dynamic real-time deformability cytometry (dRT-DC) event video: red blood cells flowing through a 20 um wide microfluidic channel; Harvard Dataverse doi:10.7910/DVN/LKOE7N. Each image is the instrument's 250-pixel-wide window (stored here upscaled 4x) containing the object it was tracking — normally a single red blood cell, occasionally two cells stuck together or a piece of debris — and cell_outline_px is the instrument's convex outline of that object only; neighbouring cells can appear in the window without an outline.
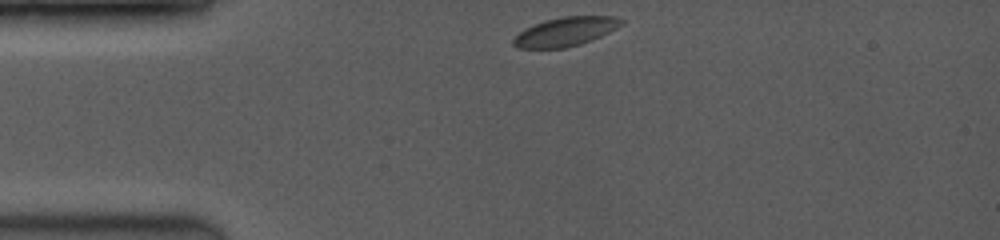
{"species": "common noctule bat (a hibernating species)", "species_latin": "Nyctalus noctula", "temperature_condition": "room temperature", "stored_images_in_passage": 30, "camera_frame_rate_fps": 3500, "um_per_image_px": 0.085, "animal": {"sex": "female", "body_mass_g": 19.0, "forearm_length_mm": 53.3}, "frame": {"image": 1, "passage_image": 1, "time_ms": 0.0, "image_size_px": [1000, 240], "cell_outline_px": [[624, 24], [592, 40], [580, 44], [564, 48], [516, 48], [512, 44], [512, 40], [524, 28], [532, 24], [564, 16], [612, 16], [624, 20]], "centroid_in_image_um": [48.05, 2.69], "position_along_channel_um": 37.0, "area_um2": 18.15}}
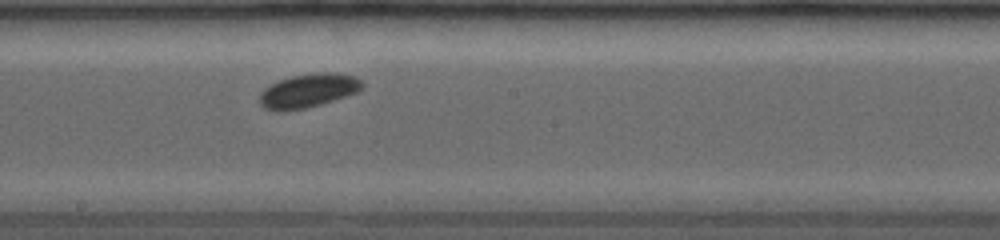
{"frame": {"image": 2, "passage_image": 11, "time_ms": 5.429, "image_size_px": [1000, 240], "cell_outline_px": [[364, 84], [356, 92], [320, 104], [304, 108], [276, 112], [264, 108], [260, 104], [260, 92], [264, 88], [280, 80], [292, 76], [332, 72], [352, 76], [360, 80]], "centroid_in_image_um": [26.14, 7.72], "position_along_channel_um": 222.1, "area_um2": 19.65}}
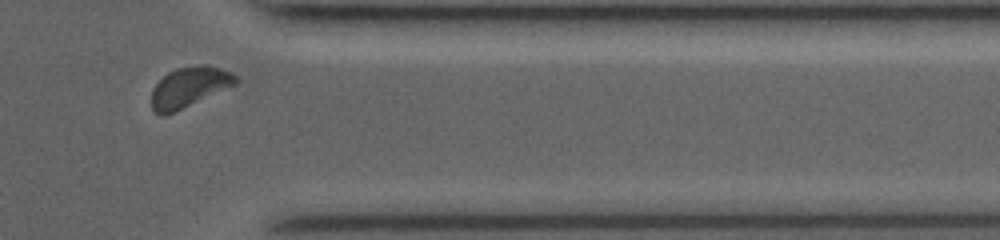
{"frame": {"image": 3, "passage_image": 26, "time_ms": 9.714, "image_size_px": [1000, 240], "cell_outline_px": [[240, 80], [236, 84], [164, 116], [160, 116], [152, 108], [152, 88], [168, 72], [176, 68], [220, 68], [232, 72]], "centroid_in_image_um": [16.06, 7.44], "position_along_channel_um": 395.3, "area_um2": 18.84}}